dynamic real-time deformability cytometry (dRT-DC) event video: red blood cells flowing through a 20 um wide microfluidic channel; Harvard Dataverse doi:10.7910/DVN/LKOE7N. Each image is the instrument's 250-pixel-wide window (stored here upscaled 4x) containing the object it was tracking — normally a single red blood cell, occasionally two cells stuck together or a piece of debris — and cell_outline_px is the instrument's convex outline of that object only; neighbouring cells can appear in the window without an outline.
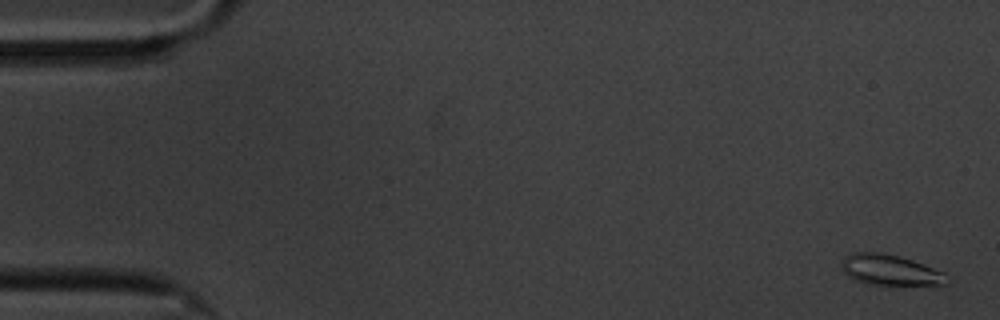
{"species": "common noctule bat (a hibernating species)", "species_latin": "Nyctalus noctula", "temperature_condition": "cold", "stored_images_in_passage": 60, "camera_frame_rate_fps": 3000, "um_per_image_px": 0.085, "animal": {"sex": "male", "body_mass_g": 20.1, "forearm_length_mm": 53.5}, "frame": {"image": 1, "passage_image": 2, "time_ms": 0.333, "image_size_px": [1000, 320], "cell_outline_px": [[952, 280], [944, 284], [872, 284], [856, 280], [848, 276], [844, 272], [840, 264], [840, 260], [844, 256], [852, 252], [880, 252], [912, 260], [924, 264], [944, 272]], "centroid_in_image_um": [75.64, 22.93], "position_along_channel_um": 9.4, "area_um2": 18.67}}
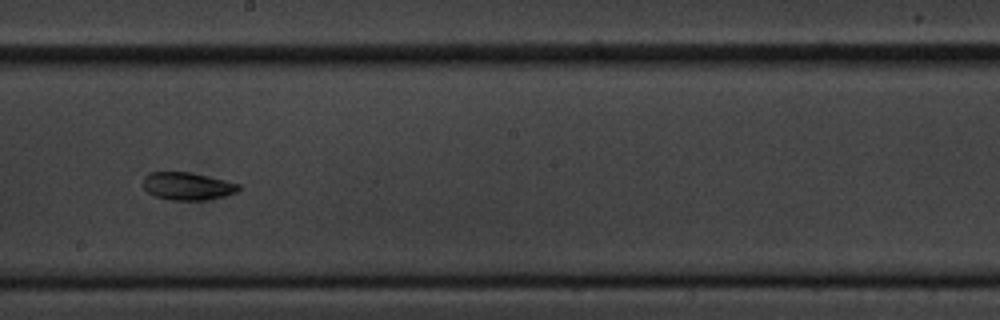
{"frame": {"image": 2, "passage_image": 34, "time_ms": 11.0, "image_size_px": [1000, 320], "cell_outline_px": [[240, 188], [236, 192], [224, 196], [208, 200], [172, 200], [156, 196], [148, 192], [144, 188], [144, 176], [148, 172], [188, 172], [208, 176], [240, 184]], "centroid_in_image_um": [15.94, 15.82], "position_along_channel_um": 232.3, "area_um2": 15.32}}
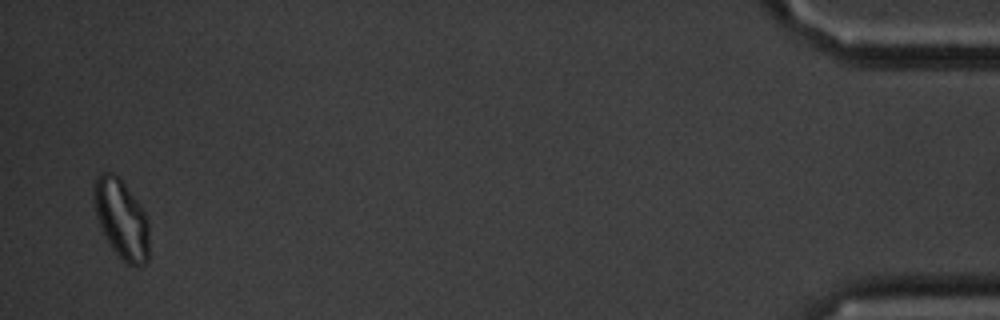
{"frame": {"image": 3, "passage_image": 59, "time_ms": 19.333, "image_size_px": [1000, 320], "cell_outline_px": [[148, 260], [144, 264], [136, 268], [128, 264], [112, 248], [96, 216], [92, 196], [92, 188], [96, 176], [100, 172], [112, 172], [124, 184], [140, 204], [148, 220]], "centroid_in_image_um": [10.31, 18.59], "position_along_channel_um": 424.9, "area_um2": 25.37}}